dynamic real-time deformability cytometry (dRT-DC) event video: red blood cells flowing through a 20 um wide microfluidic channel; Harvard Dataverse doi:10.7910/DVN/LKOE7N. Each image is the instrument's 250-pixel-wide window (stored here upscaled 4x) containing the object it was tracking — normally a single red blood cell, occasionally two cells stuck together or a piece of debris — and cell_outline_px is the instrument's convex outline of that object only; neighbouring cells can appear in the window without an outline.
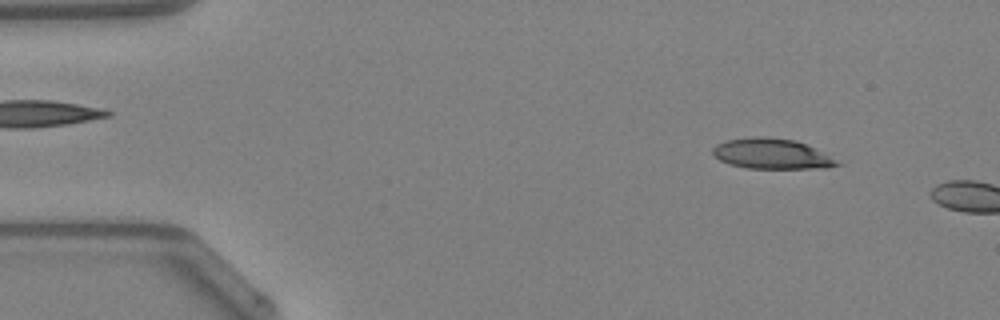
{"species": "Egyptian fruit bat (a non-hibernating species)", "species_latin": "Rousettus aegyptiacus", "temperature_condition": "warm", "stored_images_in_passage": 8, "camera_frame_rate_fps": 3000, "um_per_image_px": 0.085, "animal": {"sex": "female"}, "frame": {"image": 1, "passage_image": 5, "time_ms": 1.333, "image_size_px": [1000, 320], "cell_outline_px": [[840, 164], [828, 168], [744, 168], [728, 164], [720, 160], [712, 152], [712, 148], [716, 144], [724, 140], [752, 136], [760, 136], [796, 140], [828, 156]], "centroid_in_image_um": [65.49, 13.07], "position_along_channel_um": 19.5, "area_um2": 21.73}}